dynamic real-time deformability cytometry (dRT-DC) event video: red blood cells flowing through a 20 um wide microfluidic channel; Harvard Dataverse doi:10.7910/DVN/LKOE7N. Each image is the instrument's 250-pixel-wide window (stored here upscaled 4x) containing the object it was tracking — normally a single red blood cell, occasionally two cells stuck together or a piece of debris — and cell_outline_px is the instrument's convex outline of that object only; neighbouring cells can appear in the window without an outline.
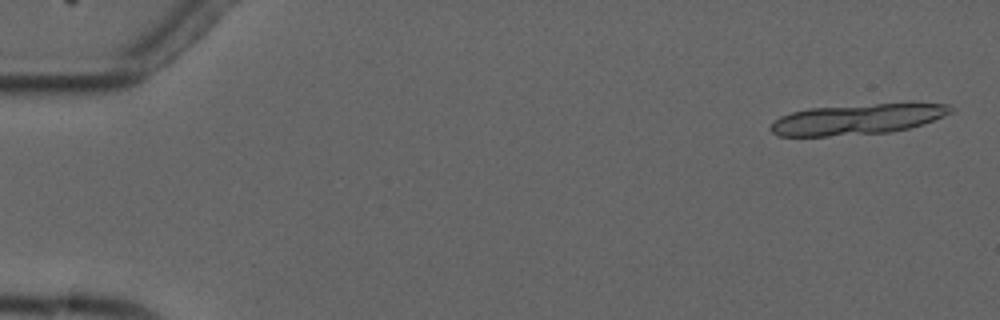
{"species": "common noctule bat (a hibernating species)", "species_latin": "Nyctalus noctula", "temperature_condition": "cold", "stored_images_in_passage": 7, "segment_of_instrument_passage": [1, 2], "camera_frame_rate_fps": 3000, "um_per_image_px": 0.085, "animal": {"sex": "male", "forearm_length_mm": 52.5}, "frame": {"image": 1, "passage_image": 1, "time_ms": 0.0, "image_size_px": [1000, 320], "cell_outline_px": [[956, 108], [952, 112], [944, 116], [908, 128], [892, 132], [828, 136], [776, 136], [768, 128], [780, 116], [792, 112], [808, 108], [912, 100], [948, 104]], "centroid_in_image_um": [72.98, 10.08], "position_along_channel_um": 12.0, "area_um2": 33.23}}